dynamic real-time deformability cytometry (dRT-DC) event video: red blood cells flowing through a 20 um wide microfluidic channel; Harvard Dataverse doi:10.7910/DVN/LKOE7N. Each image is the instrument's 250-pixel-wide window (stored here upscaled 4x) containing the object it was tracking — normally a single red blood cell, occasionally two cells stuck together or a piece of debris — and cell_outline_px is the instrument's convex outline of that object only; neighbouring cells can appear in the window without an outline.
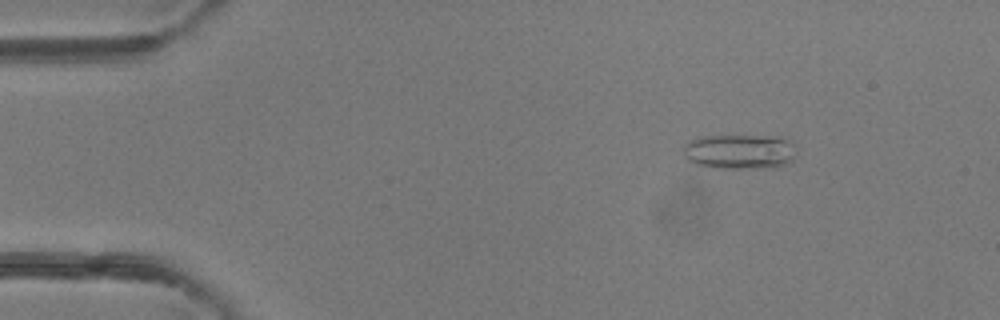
{"species": "common noctule bat (a hibernating species)", "species_latin": "Nyctalus noctula", "temperature_condition": "room temperature", "stored_images_in_passage": 42, "camera_frame_rate_fps": 3000, "um_per_image_px": 0.085, "animal": {"sex": "female"}, "frame": {"image": 1, "passage_image": 1, "time_ms": 0.0, "image_size_px": [1000, 320], "cell_outline_px": [[792, 160], [784, 164], [772, 168], [716, 168], [696, 164], [688, 160], [684, 156], [684, 144], [688, 140], [704, 136], [784, 136], [792, 140]], "centroid_in_image_um": [62.84, 12.88], "position_along_channel_um": 22.2, "area_um2": 23.0}}
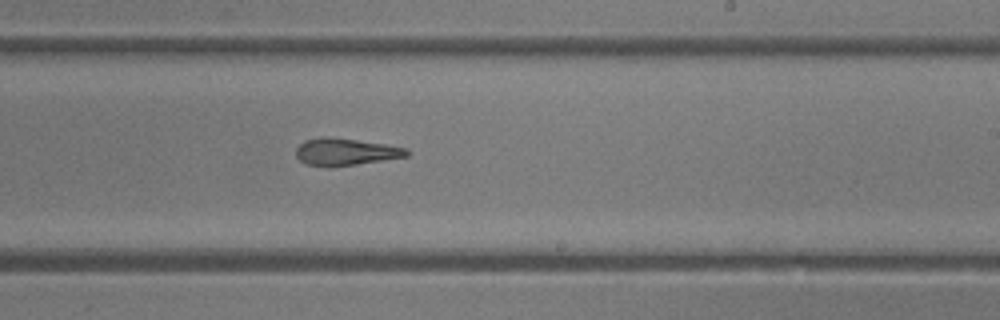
{"frame": {"image": 2, "passage_image": 23, "time_ms": 7.333, "image_size_px": [1000, 320], "cell_outline_px": [[412, 152], [408, 156], [356, 164], [328, 168], [304, 164], [296, 156], [296, 148], [304, 140], [320, 136], [328, 136], [384, 144], [408, 148]], "centroid_in_image_um": [29.34, 12.91], "position_along_channel_um": 259.7, "area_um2": 17.74}}
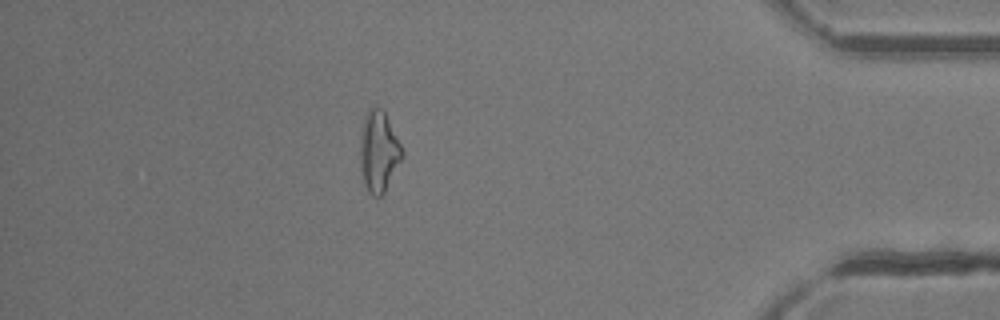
{"frame": {"image": 3, "passage_image": 36, "time_ms": 11.667, "image_size_px": [1000, 320], "cell_outline_px": [[404, 156], [384, 192], [380, 196], [372, 196], [368, 192], [364, 184], [360, 168], [360, 144], [364, 124], [368, 112], [372, 104], [376, 104], [384, 108], [404, 152]], "centroid_in_image_um": [32.21, 12.86], "position_along_channel_um": 403.0, "area_um2": 19.88}, "authors_computed_cell_mechanics": {"area_um2": 18.4382, "velocity_mm_per_s": 4.3427, "shape_relaxation_time_tau1_ms": null, "shape_relaxation_time_tau2_ms": 3.4841, "deformation_change_tau1": null, "deformation_change_tau2": 0.1492}}